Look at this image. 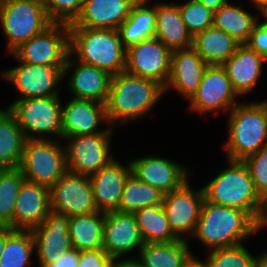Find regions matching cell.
<instances>
[{
    "mask_svg": "<svg viewBox=\"0 0 267 267\" xmlns=\"http://www.w3.org/2000/svg\"><path fill=\"white\" fill-rule=\"evenodd\" d=\"M255 7L260 11L263 15L267 11V0H251Z\"/></svg>",
    "mask_w": 267,
    "mask_h": 267,
    "instance_id": "49",
    "label": "cell"
},
{
    "mask_svg": "<svg viewBox=\"0 0 267 267\" xmlns=\"http://www.w3.org/2000/svg\"><path fill=\"white\" fill-rule=\"evenodd\" d=\"M24 179L19 167L0 169V224L11 229L18 191Z\"/></svg>",
    "mask_w": 267,
    "mask_h": 267,
    "instance_id": "36",
    "label": "cell"
},
{
    "mask_svg": "<svg viewBox=\"0 0 267 267\" xmlns=\"http://www.w3.org/2000/svg\"><path fill=\"white\" fill-rule=\"evenodd\" d=\"M204 199L203 188L194 191L189 180L181 188L164 194L162 205L170 228L179 239L186 240L185 234L193 236Z\"/></svg>",
    "mask_w": 267,
    "mask_h": 267,
    "instance_id": "15",
    "label": "cell"
},
{
    "mask_svg": "<svg viewBox=\"0 0 267 267\" xmlns=\"http://www.w3.org/2000/svg\"><path fill=\"white\" fill-rule=\"evenodd\" d=\"M79 251L72 248L68 251L59 250L58 256L46 267H79Z\"/></svg>",
    "mask_w": 267,
    "mask_h": 267,
    "instance_id": "43",
    "label": "cell"
},
{
    "mask_svg": "<svg viewBox=\"0 0 267 267\" xmlns=\"http://www.w3.org/2000/svg\"><path fill=\"white\" fill-rule=\"evenodd\" d=\"M260 198L267 196V146L243 160Z\"/></svg>",
    "mask_w": 267,
    "mask_h": 267,
    "instance_id": "40",
    "label": "cell"
},
{
    "mask_svg": "<svg viewBox=\"0 0 267 267\" xmlns=\"http://www.w3.org/2000/svg\"><path fill=\"white\" fill-rule=\"evenodd\" d=\"M239 45L232 36L213 25L193 36L192 48L208 65H222Z\"/></svg>",
    "mask_w": 267,
    "mask_h": 267,
    "instance_id": "27",
    "label": "cell"
},
{
    "mask_svg": "<svg viewBox=\"0 0 267 267\" xmlns=\"http://www.w3.org/2000/svg\"><path fill=\"white\" fill-rule=\"evenodd\" d=\"M196 2L202 3L208 9L213 12H217L223 5H225L228 0H194Z\"/></svg>",
    "mask_w": 267,
    "mask_h": 267,
    "instance_id": "45",
    "label": "cell"
},
{
    "mask_svg": "<svg viewBox=\"0 0 267 267\" xmlns=\"http://www.w3.org/2000/svg\"><path fill=\"white\" fill-rule=\"evenodd\" d=\"M265 226L267 227V196L261 198L260 207L255 218V232L257 233Z\"/></svg>",
    "mask_w": 267,
    "mask_h": 267,
    "instance_id": "44",
    "label": "cell"
},
{
    "mask_svg": "<svg viewBox=\"0 0 267 267\" xmlns=\"http://www.w3.org/2000/svg\"><path fill=\"white\" fill-rule=\"evenodd\" d=\"M26 140L14 114L0 109V169L20 167Z\"/></svg>",
    "mask_w": 267,
    "mask_h": 267,
    "instance_id": "29",
    "label": "cell"
},
{
    "mask_svg": "<svg viewBox=\"0 0 267 267\" xmlns=\"http://www.w3.org/2000/svg\"><path fill=\"white\" fill-rule=\"evenodd\" d=\"M179 11L188 31L194 36L213 26L214 12L200 2L189 0L178 4Z\"/></svg>",
    "mask_w": 267,
    "mask_h": 267,
    "instance_id": "38",
    "label": "cell"
},
{
    "mask_svg": "<svg viewBox=\"0 0 267 267\" xmlns=\"http://www.w3.org/2000/svg\"><path fill=\"white\" fill-rule=\"evenodd\" d=\"M184 267H211L207 260L204 262L195 258L194 255L190 258V260L185 264Z\"/></svg>",
    "mask_w": 267,
    "mask_h": 267,
    "instance_id": "47",
    "label": "cell"
},
{
    "mask_svg": "<svg viewBox=\"0 0 267 267\" xmlns=\"http://www.w3.org/2000/svg\"><path fill=\"white\" fill-rule=\"evenodd\" d=\"M61 105L59 95H54L15 100L7 108L14 114L27 139L49 140L51 134L62 140Z\"/></svg>",
    "mask_w": 267,
    "mask_h": 267,
    "instance_id": "8",
    "label": "cell"
},
{
    "mask_svg": "<svg viewBox=\"0 0 267 267\" xmlns=\"http://www.w3.org/2000/svg\"><path fill=\"white\" fill-rule=\"evenodd\" d=\"M119 267H143L136 259L129 258V259H122Z\"/></svg>",
    "mask_w": 267,
    "mask_h": 267,
    "instance_id": "48",
    "label": "cell"
},
{
    "mask_svg": "<svg viewBox=\"0 0 267 267\" xmlns=\"http://www.w3.org/2000/svg\"><path fill=\"white\" fill-rule=\"evenodd\" d=\"M60 141L26 140L19 167L26 180L51 188L68 171L66 151Z\"/></svg>",
    "mask_w": 267,
    "mask_h": 267,
    "instance_id": "7",
    "label": "cell"
},
{
    "mask_svg": "<svg viewBox=\"0 0 267 267\" xmlns=\"http://www.w3.org/2000/svg\"><path fill=\"white\" fill-rule=\"evenodd\" d=\"M69 53V25L52 23L21 44L11 55L19 62L31 65L65 66Z\"/></svg>",
    "mask_w": 267,
    "mask_h": 267,
    "instance_id": "10",
    "label": "cell"
},
{
    "mask_svg": "<svg viewBox=\"0 0 267 267\" xmlns=\"http://www.w3.org/2000/svg\"><path fill=\"white\" fill-rule=\"evenodd\" d=\"M144 243L180 240L171 230L163 205L145 207L134 213Z\"/></svg>",
    "mask_w": 267,
    "mask_h": 267,
    "instance_id": "33",
    "label": "cell"
},
{
    "mask_svg": "<svg viewBox=\"0 0 267 267\" xmlns=\"http://www.w3.org/2000/svg\"><path fill=\"white\" fill-rule=\"evenodd\" d=\"M164 94V87L154 80L126 71L112 76L105 102L108 126L144 117Z\"/></svg>",
    "mask_w": 267,
    "mask_h": 267,
    "instance_id": "1",
    "label": "cell"
},
{
    "mask_svg": "<svg viewBox=\"0 0 267 267\" xmlns=\"http://www.w3.org/2000/svg\"><path fill=\"white\" fill-rule=\"evenodd\" d=\"M13 231L9 226L0 224V256L5 246L6 237Z\"/></svg>",
    "mask_w": 267,
    "mask_h": 267,
    "instance_id": "46",
    "label": "cell"
},
{
    "mask_svg": "<svg viewBox=\"0 0 267 267\" xmlns=\"http://www.w3.org/2000/svg\"><path fill=\"white\" fill-rule=\"evenodd\" d=\"M137 0H84L82 10L69 27L118 30Z\"/></svg>",
    "mask_w": 267,
    "mask_h": 267,
    "instance_id": "24",
    "label": "cell"
},
{
    "mask_svg": "<svg viewBox=\"0 0 267 267\" xmlns=\"http://www.w3.org/2000/svg\"><path fill=\"white\" fill-rule=\"evenodd\" d=\"M238 94L222 65H208L196 93L189 100V110L206 114L215 111H230L238 104Z\"/></svg>",
    "mask_w": 267,
    "mask_h": 267,
    "instance_id": "13",
    "label": "cell"
},
{
    "mask_svg": "<svg viewBox=\"0 0 267 267\" xmlns=\"http://www.w3.org/2000/svg\"><path fill=\"white\" fill-rule=\"evenodd\" d=\"M256 267H267V254L260 260Z\"/></svg>",
    "mask_w": 267,
    "mask_h": 267,
    "instance_id": "50",
    "label": "cell"
},
{
    "mask_svg": "<svg viewBox=\"0 0 267 267\" xmlns=\"http://www.w3.org/2000/svg\"><path fill=\"white\" fill-rule=\"evenodd\" d=\"M208 64L191 47L171 52L170 73L164 91L174 88L190 100L196 93Z\"/></svg>",
    "mask_w": 267,
    "mask_h": 267,
    "instance_id": "23",
    "label": "cell"
},
{
    "mask_svg": "<svg viewBox=\"0 0 267 267\" xmlns=\"http://www.w3.org/2000/svg\"><path fill=\"white\" fill-rule=\"evenodd\" d=\"M246 44L267 59V20L258 21Z\"/></svg>",
    "mask_w": 267,
    "mask_h": 267,
    "instance_id": "42",
    "label": "cell"
},
{
    "mask_svg": "<svg viewBox=\"0 0 267 267\" xmlns=\"http://www.w3.org/2000/svg\"><path fill=\"white\" fill-rule=\"evenodd\" d=\"M111 127L101 133L62 138L69 143L65 148L69 172L90 177L115 159L110 153Z\"/></svg>",
    "mask_w": 267,
    "mask_h": 267,
    "instance_id": "9",
    "label": "cell"
},
{
    "mask_svg": "<svg viewBox=\"0 0 267 267\" xmlns=\"http://www.w3.org/2000/svg\"><path fill=\"white\" fill-rule=\"evenodd\" d=\"M229 113L224 144L229 160L243 161L267 146V111L261 102H239Z\"/></svg>",
    "mask_w": 267,
    "mask_h": 267,
    "instance_id": "4",
    "label": "cell"
},
{
    "mask_svg": "<svg viewBox=\"0 0 267 267\" xmlns=\"http://www.w3.org/2000/svg\"><path fill=\"white\" fill-rule=\"evenodd\" d=\"M144 244L134 214L118 211L105 213L103 249L108 256L120 260L125 253L140 250Z\"/></svg>",
    "mask_w": 267,
    "mask_h": 267,
    "instance_id": "19",
    "label": "cell"
},
{
    "mask_svg": "<svg viewBox=\"0 0 267 267\" xmlns=\"http://www.w3.org/2000/svg\"><path fill=\"white\" fill-rule=\"evenodd\" d=\"M1 76L14 84L18 91L16 100L59 95L58 84L62 82L64 66L31 65L20 62Z\"/></svg>",
    "mask_w": 267,
    "mask_h": 267,
    "instance_id": "12",
    "label": "cell"
},
{
    "mask_svg": "<svg viewBox=\"0 0 267 267\" xmlns=\"http://www.w3.org/2000/svg\"><path fill=\"white\" fill-rule=\"evenodd\" d=\"M261 103L263 104V106L266 108V111H267V100L262 101Z\"/></svg>",
    "mask_w": 267,
    "mask_h": 267,
    "instance_id": "51",
    "label": "cell"
},
{
    "mask_svg": "<svg viewBox=\"0 0 267 267\" xmlns=\"http://www.w3.org/2000/svg\"><path fill=\"white\" fill-rule=\"evenodd\" d=\"M70 54L115 76L125 71L126 48L118 30L69 27Z\"/></svg>",
    "mask_w": 267,
    "mask_h": 267,
    "instance_id": "3",
    "label": "cell"
},
{
    "mask_svg": "<svg viewBox=\"0 0 267 267\" xmlns=\"http://www.w3.org/2000/svg\"><path fill=\"white\" fill-rule=\"evenodd\" d=\"M259 18L245 11L238 5L227 2L214 12L213 25L226 32L240 44H246Z\"/></svg>",
    "mask_w": 267,
    "mask_h": 267,
    "instance_id": "32",
    "label": "cell"
},
{
    "mask_svg": "<svg viewBox=\"0 0 267 267\" xmlns=\"http://www.w3.org/2000/svg\"><path fill=\"white\" fill-rule=\"evenodd\" d=\"M130 163L132 174L163 194L181 188L192 175L187 166L162 157L143 156Z\"/></svg>",
    "mask_w": 267,
    "mask_h": 267,
    "instance_id": "16",
    "label": "cell"
},
{
    "mask_svg": "<svg viewBox=\"0 0 267 267\" xmlns=\"http://www.w3.org/2000/svg\"><path fill=\"white\" fill-rule=\"evenodd\" d=\"M103 121L108 123L105 104L94 100L72 98L65 106L62 105V138L104 132L107 128L98 129Z\"/></svg>",
    "mask_w": 267,
    "mask_h": 267,
    "instance_id": "22",
    "label": "cell"
},
{
    "mask_svg": "<svg viewBox=\"0 0 267 267\" xmlns=\"http://www.w3.org/2000/svg\"><path fill=\"white\" fill-rule=\"evenodd\" d=\"M105 213L99 211L69 217L72 247L77 251L103 248Z\"/></svg>",
    "mask_w": 267,
    "mask_h": 267,
    "instance_id": "31",
    "label": "cell"
},
{
    "mask_svg": "<svg viewBox=\"0 0 267 267\" xmlns=\"http://www.w3.org/2000/svg\"><path fill=\"white\" fill-rule=\"evenodd\" d=\"M171 51L156 37L143 40L126 49L125 71L151 79L164 88L170 73Z\"/></svg>",
    "mask_w": 267,
    "mask_h": 267,
    "instance_id": "14",
    "label": "cell"
},
{
    "mask_svg": "<svg viewBox=\"0 0 267 267\" xmlns=\"http://www.w3.org/2000/svg\"><path fill=\"white\" fill-rule=\"evenodd\" d=\"M121 260L107 255L103 248L79 252V267H119Z\"/></svg>",
    "mask_w": 267,
    "mask_h": 267,
    "instance_id": "41",
    "label": "cell"
},
{
    "mask_svg": "<svg viewBox=\"0 0 267 267\" xmlns=\"http://www.w3.org/2000/svg\"><path fill=\"white\" fill-rule=\"evenodd\" d=\"M84 0H43L47 15L53 23L72 24L79 16Z\"/></svg>",
    "mask_w": 267,
    "mask_h": 267,
    "instance_id": "39",
    "label": "cell"
},
{
    "mask_svg": "<svg viewBox=\"0 0 267 267\" xmlns=\"http://www.w3.org/2000/svg\"><path fill=\"white\" fill-rule=\"evenodd\" d=\"M155 35L171 52L192 47L193 36L182 20L178 4L155 3Z\"/></svg>",
    "mask_w": 267,
    "mask_h": 267,
    "instance_id": "26",
    "label": "cell"
},
{
    "mask_svg": "<svg viewBox=\"0 0 267 267\" xmlns=\"http://www.w3.org/2000/svg\"><path fill=\"white\" fill-rule=\"evenodd\" d=\"M50 207L68 217L97 212L90 177L67 171L50 188Z\"/></svg>",
    "mask_w": 267,
    "mask_h": 267,
    "instance_id": "11",
    "label": "cell"
},
{
    "mask_svg": "<svg viewBox=\"0 0 267 267\" xmlns=\"http://www.w3.org/2000/svg\"><path fill=\"white\" fill-rule=\"evenodd\" d=\"M34 251L35 241L32 232L13 230L6 237L0 256V267H27Z\"/></svg>",
    "mask_w": 267,
    "mask_h": 267,
    "instance_id": "35",
    "label": "cell"
},
{
    "mask_svg": "<svg viewBox=\"0 0 267 267\" xmlns=\"http://www.w3.org/2000/svg\"><path fill=\"white\" fill-rule=\"evenodd\" d=\"M149 2L137 0L132 5L128 18L118 28L120 40L126 49L155 35V5L149 7Z\"/></svg>",
    "mask_w": 267,
    "mask_h": 267,
    "instance_id": "28",
    "label": "cell"
},
{
    "mask_svg": "<svg viewBox=\"0 0 267 267\" xmlns=\"http://www.w3.org/2000/svg\"><path fill=\"white\" fill-rule=\"evenodd\" d=\"M264 18L267 20V11L263 14Z\"/></svg>",
    "mask_w": 267,
    "mask_h": 267,
    "instance_id": "52",
    "label": "cell"
},
{
    "mask_svg": "<svg viewBox=\"0 0 267 267\" xmlns=\"http://www.w3.org/2000/svg\"><path fill=\"white\" fill-rule=\"evenodd\" d=\"M163 196L158 189L131 173L124 184L118 212L134 214L145 207L162 205Z\"/></svg>",
    "mask_w": 267,
    "mask_h": 267,
    "instance_id": "34",
    "label": "cell"
},
{
    "mask_svg": "<svg viewBox=\"0 0 267 267\" xmlns=\"http://www.w3.org/2000/svg\"><path fill=\"white\" fill-rule=\"evenodd\" d=\"M188 240L168 243H145L139 252L143 267H184L193 256Z\"/></svg>",
    "mask_w": 267,
    "mask_h": 267,
    "instance_id": "30",
    "label": "cell"
},
{
    "mask_svg": "<svg viewBox=\"0 0 267 267\" xmlns=\"http://www.w3.org/2000/svg\"><path fill=\"white\" fill-rule=\"evenodd\" d=\"M0 23L11 54L21 44L43 32L53 22L43 0H0Z\"/></svg>",
    "mask_w": 267,
    "mask_h": 267,
    "instance_id": "6",
    "label": "cell"
},
{
    "mask_svg": "<svg viewBox=\"0 0 267 267\" xmlns=\"http://www.w3.org/2000/svg\"><path fill=\"white\" fill-rule=\"evenodd\" d=\"M72 68L74 70L68 79V87L73 99L94 100L105 104L112 76L95 66L77 61L69 53L63 68V77Z\"/></svg>",
    "mask_w": 267,
    "mask_h": 267,
    "instance_id": "18",
    "label": "cell"
},
{
    "mask_svg": "<svg viewBox=\"0 0 267 267\" xmlns=\"http://www.w3.org/2000/svg\"><path fill=\"white\" fill-rule=\"evenodd\" d=\"M267 254L254 258L242 243L214 249L210 251L207 262L211 267H256L260 260Z\"/></svg>",
    "mask_w": 267,
    "mask_h": 267,
    "instance_id": "37",
    "label": "cell"
},
{
    "mask_svg": "<svg viewBox=\"0 0 267 267\" xmlns=\"http://www.w3.org/2000/svg\"><path fill=\"white\" fill-rule=\"evenodd\" d=\"M39 267H46L58 256L59 250H71L69 217L50 212L43 223L32 231Z\"/></svg>",
    "mask_w": 267,
    "mask_h": 267,
    "instance_id": "21",
    "label": "cell"
},
{
    "mask_svg": "<svg viewBox=\"0 0 267 267\" xmlns=\"http://www.w3.org/2000/svg\"><path fill=\"white\" fill-rule=\"evenodd\" d=\"M255 233V220L246 212L203 201L193 236L210 251L242 243Z\"/></svg>",
    "mask_w": 267,
    "mask_h": 267,
    "instance_id": "2",
    "label": "cell"
},
{
    "mask_svg": "<svg viewBox=\"0 0 267 267\" xmlns=\"http://www.w3.org/2000/svg\"><path fill=\"white\" fill-rule=\"evenodd\" d=\"M131 173L130 162L124 166L113 159L107 166L90 176L93 199L99 212L118 211L124 184Z\"/></svg>",
    "mask_w": 267,
    "mask_h": 267,
    "instance_id": "20",
    "label": "cell"
},
{
    "mask_svg": "<svg viewBox=\"0 0 267 267\" xmlns=\"http://www.w3.org/2000/svg\"><path fill=\"white\" fill-rule=\"evenodd\" d=\"M50 212V188L24 179L17 195L13 230L32 231Z\"/></svg>",
    "mask_w": 267,
    "mask_h": 267,
    "instance_id": "17",
    "label": "cell"
},
{
    "mask_svg": "<svg viewBox=\"0 0 267 267\" xmlns=\"http://www.w3.org/2000/svg\"><path fill=\"white\" fill-rule=\"evenodd\" d=\"M229 167L203 187L205 199L213 204L246 211L254 220L261 198L243 161L229 160Z\"/></svg>",
    "mask_w": 267,
    "mask_h": 267,
    "instance_id": "5",
    "label": "cell"
},
{
    "mask_svg": "<svg viewBox=\"0 0 267 267\" xmlns=\"http://www.w3.org/2000/svg\"><path fill=\"white\" fill-rule=\"evenodd\" d=\"M264 61L267 59L247 44H240L236 52L222 64L238 96L246 95L256 86Z\"/></svg>",
    "mask_w": 267,
    "mask_h": 267,
    "instance_id": "25",
    "label": "cell"
}]
</instances>
